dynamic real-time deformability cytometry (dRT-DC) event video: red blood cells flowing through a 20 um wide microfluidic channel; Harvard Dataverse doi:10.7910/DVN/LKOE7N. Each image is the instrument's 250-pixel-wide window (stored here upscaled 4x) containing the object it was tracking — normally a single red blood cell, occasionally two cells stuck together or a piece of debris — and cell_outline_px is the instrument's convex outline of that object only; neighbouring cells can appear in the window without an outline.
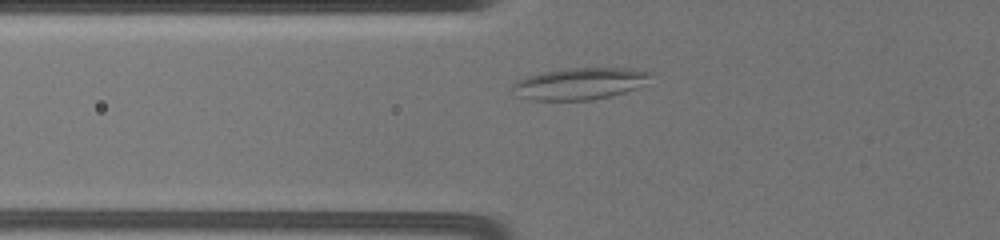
{"species": "common noctule bat (a hibernating species)", "species_latin": "Nyctalus noctula", "temperature_condition": "warm", "stored_images_in_passage": 6, "camera_frame_rate_fps": 3000, "um_per_image_px": 0.085, "animal": {"sex": "female", "body_mass_g": 19.5, "forearm_length_mm": 54.1}, "frame": {"image": 1, "passage_image": 4, "time_ms": 2.667, "image_size_px": [1000, 240], "cell_outline_px": [[652, 72], [644, 84], [636, 88], [612, 96], [592, 100], [532, 100], [520, 96], [512, 88], [512, 84], [516, 80], [540, 72], [568, 68], [632, 68]], "centroid_in_image_um": [49.28, 7.1], "position_along_channel_um": 76.5, "area_um2": 25.49}}